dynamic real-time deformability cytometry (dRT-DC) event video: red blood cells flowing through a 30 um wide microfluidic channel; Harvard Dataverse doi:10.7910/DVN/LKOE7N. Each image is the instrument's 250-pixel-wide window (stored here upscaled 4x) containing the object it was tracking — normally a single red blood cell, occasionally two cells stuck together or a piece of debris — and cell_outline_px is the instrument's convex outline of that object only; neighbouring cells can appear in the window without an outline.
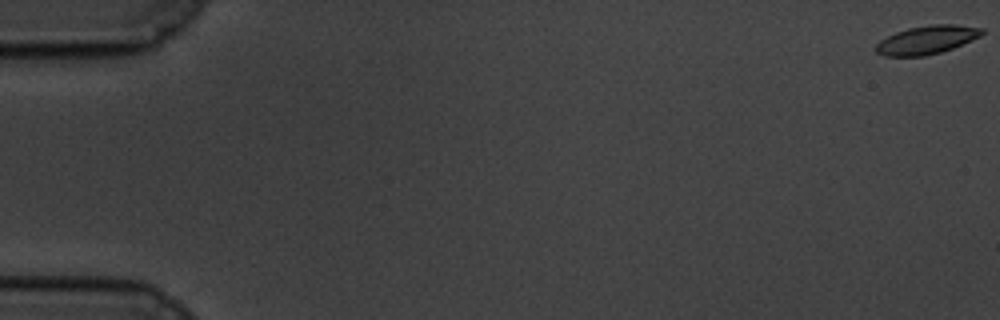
{"species": "common noctule bat (a hibernating species)", "species_latin": "Nyctalus noctula", "temperature_condition": "cold", "stored_images_in_passage": 60, "camera_frame_rate_fps": 3000, "um_per_image_px": 0.085, "animal": {"sex": "male", "body_mass_g": 19.5, "forearm_length_mm": 54.6}, "frame": {"image": 1, "passage_image": 1, "time_ms": 0.0, "image_size_px": [1000, 320], "cell_outline_px": [[984, 32], [980, 36], [972, 40], [952, 48], [940, 52], [924, 56], [884, 56], [876, 52], [876, 44], [880, 40], [896, 32], [908, 28], [928, 24], [956, 24], [984, 28]], "centroid_in_image_um": [78.79, 3.38], "position_along_channel_um": 6.2, "area_um2": 17.57}}
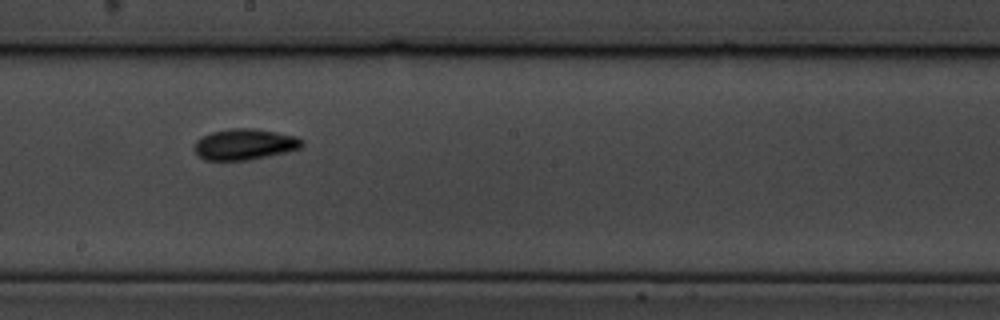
{"frame": {"image": 2, "passage_image": 34, "time_ms": 11.0, "image_size_px": [1000, 320], "cell_outline_px": [[304, 144], [300, 148], [288, 152], [248, 160], [204, 160], [192, 148], [196, 140], [200, 136], [212, 132], [228, 128], [252, 128], [276, 132], [296, 136], [304, 140]], "centroid_in_image_um": [20.79, 12.26], "position_along_channel_um": 227.4, "area_um2": 19.65}}
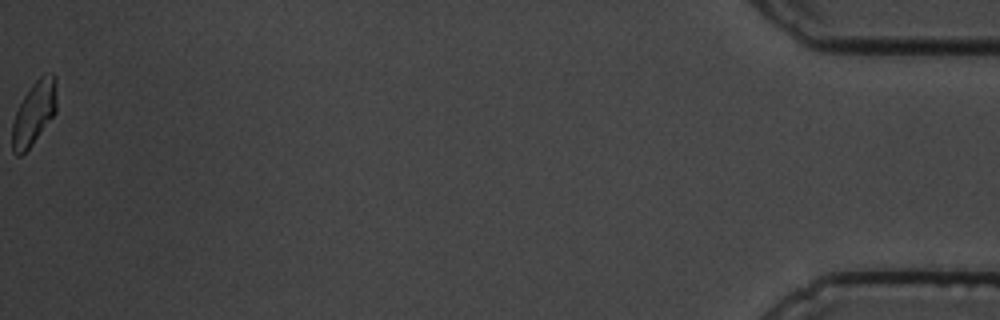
{"frame": {"image": 3, "passage_image": 60, "time_ms": 19.667, "image_size_px": [1000, 320], "cell_outline_px": [[56, 112], [32, 144], [20, 156], [16, 156], [12, 152], [12, 124], [16, 112], [24, 96], [32, 84], [44, 72], [52, 72], [56, 76]], "centroid_in_image_um": [2.9, 9.58], "position_along_channel_um": 432.3, "area_um2": 16.47}, "authors_computed_cell_mechanics": {"area_um2": 17.918, "velocity_mm_per_s": 3.46, "shape_relaxation_time_tau1_ms": 3.2096, "shape_relaxation_time_tau2_ms": 3.5205, "deformation_change_tau1": 0.0947, "deformation_change_tau2": 0.0811}}